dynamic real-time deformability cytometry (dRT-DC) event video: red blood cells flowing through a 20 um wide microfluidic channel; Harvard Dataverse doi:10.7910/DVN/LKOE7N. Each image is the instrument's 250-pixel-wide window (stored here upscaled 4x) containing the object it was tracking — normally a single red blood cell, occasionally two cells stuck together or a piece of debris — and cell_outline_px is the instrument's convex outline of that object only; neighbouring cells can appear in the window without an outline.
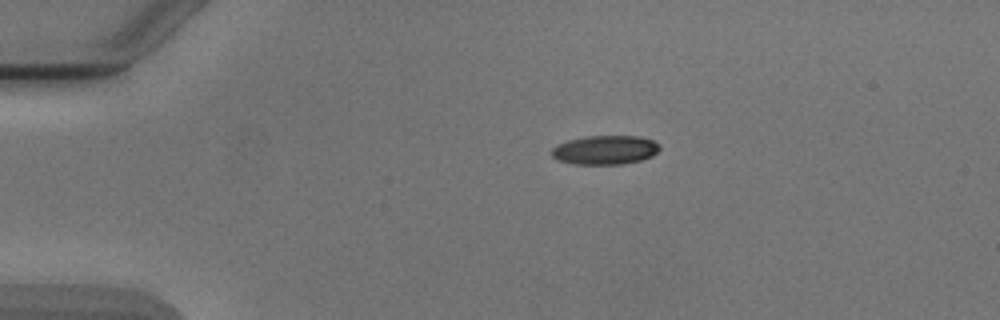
{"species": "Egyptian fruit bat (a non-hibernating species)", "species_latin": "Rousettus aegyptiacus", "temperature_condition": "cold", "stored_images_in_passage": 3, "camera_frame_rate_fps": 3000, "um_per_image_px": 0.085, "animal": {"sex": "male"}, "frame": {"image": 1, "passage_image": 1, "time_ms": 0.0, "image_size_px": [1000, 320], "cell_outline_px": [[660, 148], [652, 156], [640, 160], [624, 164], [576, 164], [560, 160], [552, 156], [552, 148], [556, 144], [568, 140], [588, 136], [636, 136], [652, 140], [660, 144]], "centroid_in_image_um": [51.44, 12.74], "position_along_channel_um": 33.6, "area_um2": 18.15}}
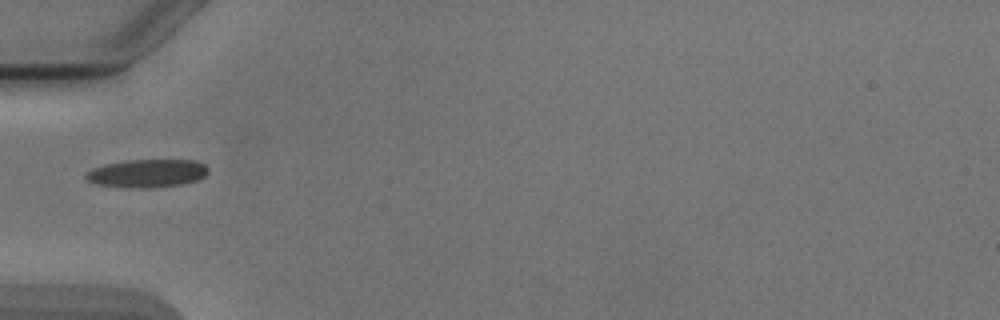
{"frame": {"image": 2, "passage_image": 3, "time_ms": 2.333, "image_size_px": [1000, 320], "cell_outline_px": [[208, 172], [204, 176], [196, 180], [180, 184], [148, 188], [132, 188], [96, 184], [88, 180], [84, 176], [92, 168], [104, 164], [124, 160], [196, 160], [204, 164], [208, 168]], "centroid_in_image_um": [12.49, 14.72], "position_along_channel_um": 72.5, "area_um2": 20.0}}